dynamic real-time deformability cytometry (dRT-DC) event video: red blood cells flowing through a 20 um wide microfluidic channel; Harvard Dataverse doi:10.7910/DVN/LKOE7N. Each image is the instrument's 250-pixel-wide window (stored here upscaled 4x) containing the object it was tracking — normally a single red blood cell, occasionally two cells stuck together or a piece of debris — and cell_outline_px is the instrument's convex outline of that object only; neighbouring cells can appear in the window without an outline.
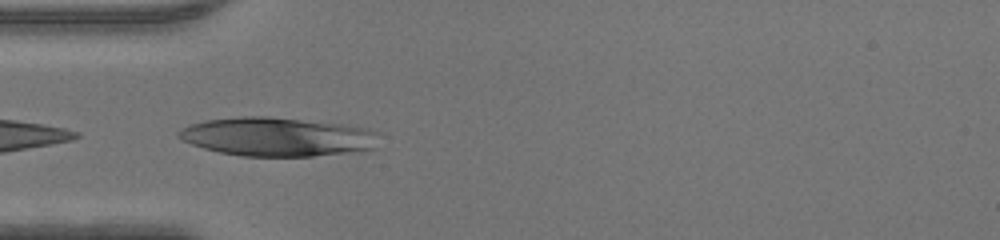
{"species": "human", "species_latin": "Homo sapiens", "temperature_condition": "warm", "stored_images_in_passage": 28, "camera_frame_rate_fps": 3000, "um_per_image_px": 0.085, "donor": {"sex": "male"}, "frame": {"image": 1, "passage_image": 1, "time_ms": 0.0, "image_size_px": [1000, 240], "cell_outline_px": [[380, 132], [376, 148], [360, 152], [312, 156], [240, 156], [220, 152], [204, 148], [192, 144], [176, 136], [176, 132], [180, 128], [188, 124], [204, 120], [240, 116], [268, 116], [344, 124], [368, 128]], "centroid_in_image_um": [23.62, 11.62], "position_along_channel_um": 61.4, "area_um2": 46.07}}
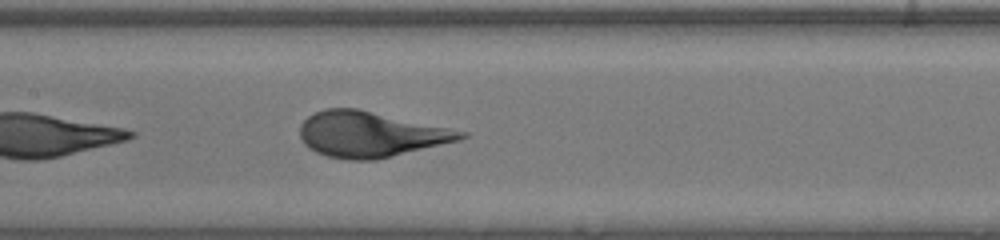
{"frame": {"image": 2, "passage_image": 9, "time_ms": 2.667, "image_size_px": [1000, 240], "cell_outline_px": [[468, 136], [460, 140], [376, 160], [348, 160], [328, 156], [316, 152], [308, 148], [304, 144], [300, 136], [300, 124], [308, 116], [324, 108], [356, 108], [468, 132]], "centroid_in_image_um": [31.46, 11.42], "position_along_channel_um": 175.9, "area_um2": 42.54}}
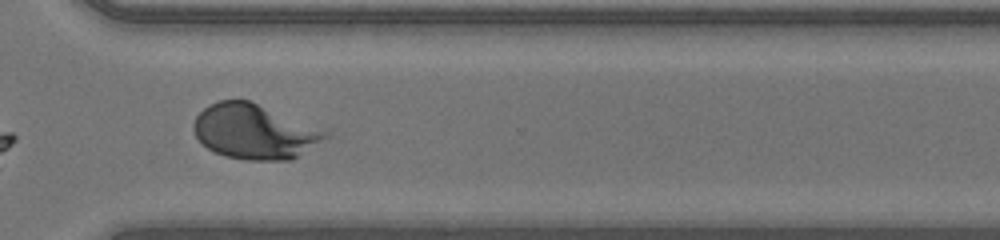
{"frame": {"image": 3, "passage_image": 21, "time_ms": 6.667, "image_size_px": [1000, 240], "cell_outline_px": [[332, 136], [292, 160], [244, 160], [224, 156], [208, 148], [196, 136], [192, 128], [192, 124], [196, 116], [208, 104], [220, 100], [248, 100], [328, 132]], "centroid_in_image_um": [21.61, 11.2], "position_along_channel_um": 349.0, "area_um2": 41.79}}